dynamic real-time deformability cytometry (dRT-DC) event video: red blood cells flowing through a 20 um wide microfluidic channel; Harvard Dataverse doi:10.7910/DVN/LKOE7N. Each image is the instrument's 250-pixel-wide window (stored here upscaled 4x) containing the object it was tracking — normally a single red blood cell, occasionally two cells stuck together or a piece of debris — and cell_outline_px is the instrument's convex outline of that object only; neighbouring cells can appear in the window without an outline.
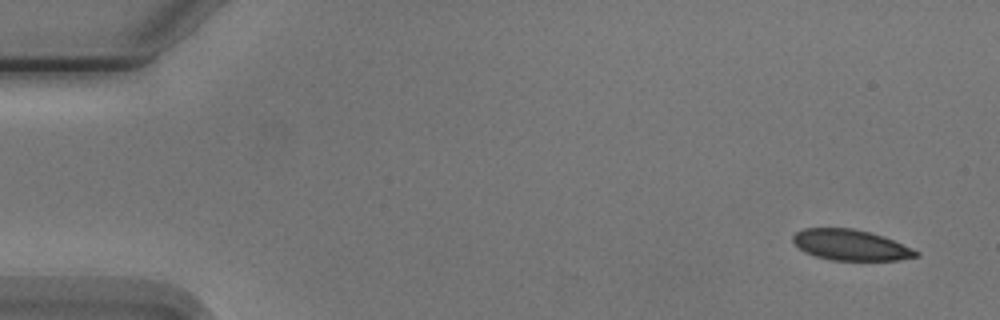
{"species": "Egyptian fruit bat (a non-hibernating species)", "species_latin": "Rousettus aegyptiacus", "temperature_condition": "cold", "stored_images_in_passage": 6, "camera_frame_rate_fps": 3000, "um_per_image_px": 0.085, "animal": {"sex": "male"}, "frame": {"image": 1, "passage_image": 1, "time_ms": 0.0, "image_size_px": [1000, 320], "cell_outline_px": [[920, 256], [900, 260], [832, 260], [816, 256], [804, 252], [792, 240], [792, 236], [796, 232], [804, 228], [852, 228], [884, 236], [912, 248], [920, 252]], "centroid_in_image_um": [72.33, 20.83], "position_along_channel_um": 12.7, "area_um2": 22.02}}
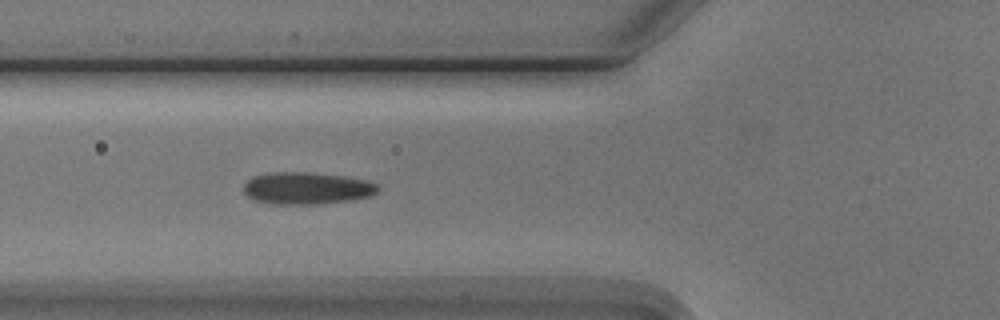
{"frame": {"image": 2, "passage_image": 6, "time_ms": 5.667, "image_size_px": [1000, 320], "cell_outline_px": [[380, 188], [376, 192], [368, 196], [352, 200], [316, 204], [272, 204], [252, 200], [244, 192], [244, 184], [248, 180], [256, 176], [276, 172], [308, 172], [340, 176], [364, 180], [376, 184]], "centroid_in_image_um": [26.04, 16.01], "position_along_channel_um": 99.8, "area_um2": 24.8}}